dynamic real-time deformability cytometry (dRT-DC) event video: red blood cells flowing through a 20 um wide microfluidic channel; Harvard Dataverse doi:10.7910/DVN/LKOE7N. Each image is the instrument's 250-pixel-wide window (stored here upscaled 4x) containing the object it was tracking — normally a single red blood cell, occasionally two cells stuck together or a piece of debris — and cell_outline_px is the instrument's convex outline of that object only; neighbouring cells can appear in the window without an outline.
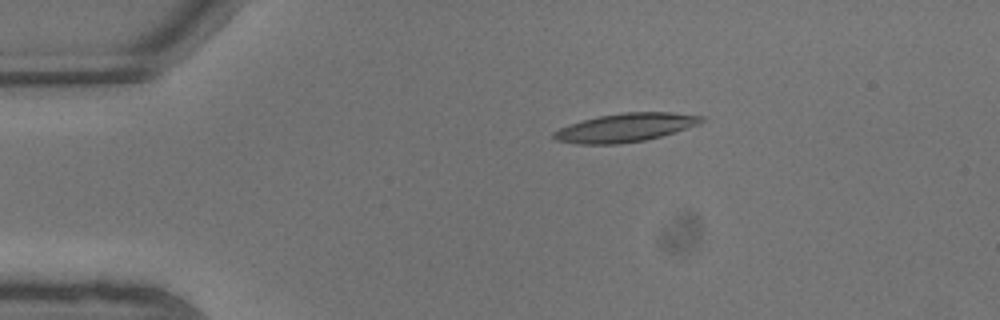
{"species": "common noctule bat (a hibernating species)", "species_latin": "Nyctalus noctula", "temperature_condition": "warm", "stored_images_in_passage": 3, "camera_frame_rate_fps": 3000, "um_per_image_px": 0.085, "animal": {"sex": "male", "body_mass_g": 13.3}, "frame": {"image": 1, "passage_image": 1, "time_ms": 0.0, "image_size_px": [1000, 320], "cell_outline_px": [[708, 120], [700, 124], [676, 132], [644, 140], [620, 144], [576, 144], [556, 140], [552, 136], [552, 132], [560, 128], [584, 120], [600, 116], [624, 112], [672, 112], [704, 116]], "centroid_in_image_um": [53.22, 10.84], "position_along_channel_um": 31.8, "area_um2": 24.57}}